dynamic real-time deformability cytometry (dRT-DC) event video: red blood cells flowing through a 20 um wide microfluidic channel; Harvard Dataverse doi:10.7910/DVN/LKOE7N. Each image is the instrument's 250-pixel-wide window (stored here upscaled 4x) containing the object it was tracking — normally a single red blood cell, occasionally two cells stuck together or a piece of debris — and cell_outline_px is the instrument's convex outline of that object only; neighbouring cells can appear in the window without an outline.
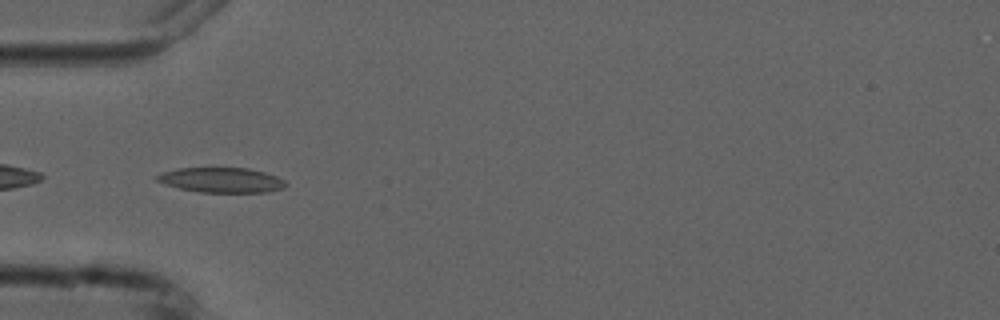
{"species": "common noctule bat (a hibernating species)", "species_latin": "Nyctalus noctula", "temperature_condition": "cold", "stored_images_in_passage": 7, "camera_frame_rate_fps": 3000, "um_per_image_px": 0.085, "animal": {"sex": "male", "forearm_length_mm": 52.5}, "frame": {"image": 1, "passage_image": 5, "time_ms": 4.667, "image_size_px": [1000, 320], "cell_outline_px": [[288, 184], [284, 188], [268, 192], [200, 192], [180, 188], [164, 184], [156, 180], [156, 176], [160, 172], [180, 168], [248, 168], [264, 172], [276, 176], [284, 180]], "centroid_in_image_um": [18.83, 15.3], "position_along_channel_um": 66.2, "area_um2": 18.73}}
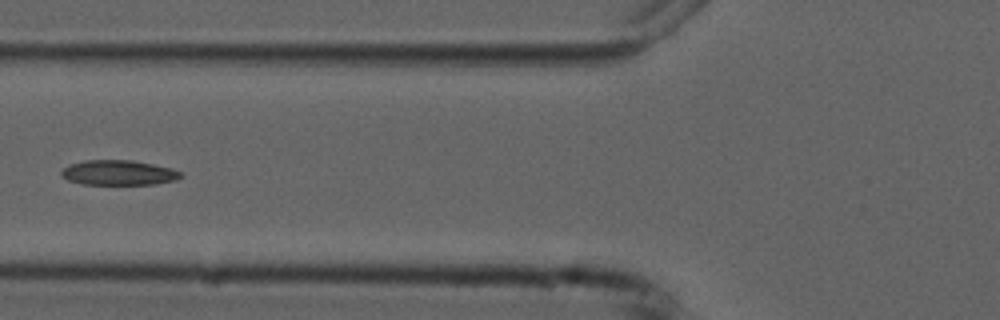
{"frame": {"image": 2, "passage_image": 6, "time_ms": 6.0, "image_size_px": [1000, 320], "cell_outline_px": [[184, 176], [176, 180], [156, 184], [84, 184], [68, 180], [60, 176], [60, 172], [64, 168], [72, 164], [84, 160], [132, 160], [172, 168], [184, 172]], "centroid_in_image_um": [10.13, 14.68], "position_along_channel_um": 115.7, "area_um2": 17.46}}
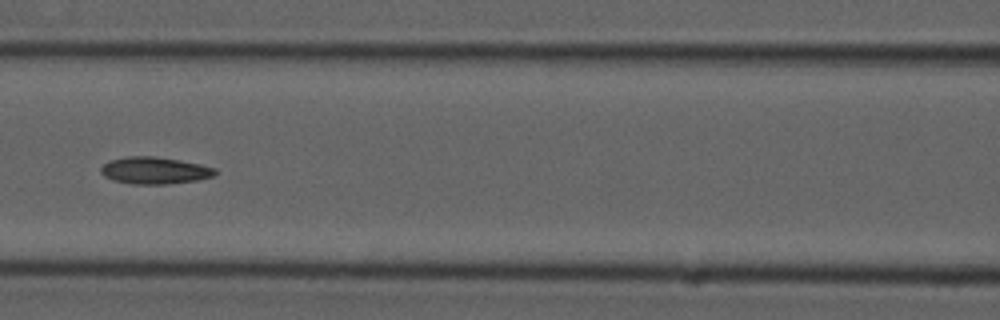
{"frame": {"image": 3, "passage_image": 7, "time_ms": 7.0, "image_size_px": [1000, 320], "cell_outline_px": [[216, 176], [200, 180], [168, 184], [132, 184], [112, 180], [104, 176], [100, 172], [100, 168], [108, 160], [128, 156], [152, 156], [200, 164], [216, 168]], "centroid_in_image_um": [13.14, 14.5], "position_along_channel_um": 153.5, "area_um2": 18.09}}